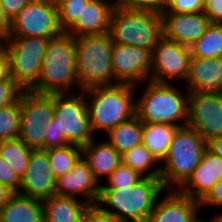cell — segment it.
Instances as JSON below:
<instances>
[{
    "label": "cell",
    "instance_id": "obj_1",
    "mask_svg": "<svg viewBox=\"0 0 222 222\" xmlns=\"http://www.w3.org/2000/svg\"><path fill=\"white\" fill-rule=\"evenodd\" d=\"M77 92L54 93V115L46 126L44 150L68 144L82 148L96 137L90 126L85 92Z\"/></svg>",
    "mask_w": 222,
    "mask_h": 222
},
{
    "label": "cell",
    "instance_id": "obj_2",
    "mask_svg": "<svg viewBox=\"0 0 222 222\" xmlns=\"http://www.w3.org/2000/svg\"><path fill=\"white\" fill-rule=\"evenodd\" d=\"M166 191L160 178L143 177L132 186L100 188L96 204L120 222H146L157 199Z\"/></svg>",
    "mask_w": 222,
    "mask_h": 222
},
{
    "label": "cell",
    "instance_id": "obj_3",
    "mask_svg": "<svg viewBox=\"0 0 222 222\" xmlns=\"http://www.w3.org/2000/svg\"><path fill=\"white\" fill-rule=\"evenodd\" d=\"M136 89L135 85L118 83L84 90L90 126L95 136L98 130L107 134L136 115V94L139 92Z\"/></svg>",
    "mask_w": 222,
    "mask_h": 222
},
{
    "label": "cell",
    "instance_id": "obj_4",
    "mask_svg": "<svg viewBox=\"0 0 222 222\" xmlns=\"http://www.w3.org/2000/svg\"><path fill=\"white\" fill-rule=\"evenodd\" d=\"M80 90L76 74V39L63 31L49 39L38 82L30 89L38 93H66Z\"/></svg>",
    "mask_w": 222,
    "mask_h": 222
},
{
    "label": "cell",
    "instance_id": "obj_5",
    "mask_svg": "<svg viewBox=\"0 0 222 222\" xmlns=\"http://www.w3.org/2000/svg\"><path fill=\"white\" fill-rule=\"evenodd\" d=\"M145 90L136 96V116L143 123L187 126L188 94L175 84L145 82Z\"/></svg>",
    "mask_w": 222,
    "mask_h": 222
},
{
    "label": "cell",
    "instance_id": "obj_6",
    "mask_svg": "<svg viewBox=\"0 0 222 222\" xmlns=\"http://www.w3.org/2000/svg\"><path fill=\"white\" fill-rule=\"evenodd\" d=\"M76 39V74L80 91L118 84L112 69L114 42L109 33L85 35Z\"/></svg>",
    "mask_w": 222,
    "mask_h": 222
},
{
    "label": "cell",
    "instance_id": "obj_7",
    "mask_svg": "<svg viewBox=\"0 0 222 222\" xmlns=\"http://www.w3.org/2000/svg\"><path fill=\"white\" fill-rule=\"evenodd\" d=\"M206 149L207 142L197 131L189 126L179 127L175 131L166 157L161 162L160 179L164 188L178 189L201 162Z\"/></svg>",
    "mask_w": 222,
    "mask_h": 222
},
{
    "label": "cell",
    "instance_id": "obj_8",
    "mask_svg": "<svg viewBox=\"0 0 222 222\" xmlns=\"http://www.w3.org/2000/svg\"><path fill=\"white\" fill-rule=\"evenodd\" d=\"M108 33L114 43L152 52L163 37L162 16L150 11L114 8Z\"/></svg>",
    "mask_w": 222,
    "mask_h": 222
},
{
    "label": "cell",
    "instance_id": "obj_9",
    "mask_svg": "<svg viewBox=\"0 0 222 222\" xmlns=\"http://www.w3.org/2000/svg\"><path fill=\"white\" fill-rule=\"evenodd\" d=\"M48 41L42 37L4 39L3 47L9 58L10 76L23 90H30L38 82Z\"/></svg>",
    "mask_w": 222,
    "mask_h": 222
},
{
    "label": "cell",
    "instance_id": "obj_10",
    "mask_svg": "<svg viewBox=\"0 0 222 222\" xmlns=\"http://www.w3.org/2000/svg\"><path fill=\"white\" fill-rule=\"evenodd\" d=\"M54 115V93L23 90L20 96V132L18 138L32 149L44 150L46 126Z\"/></svg>",
    "mask_w": 222,
    "mask_h": 222
},
{
    "label": "cell",
    "instance_id": "obj_11",
    "mask_svg": "<svg viewBox=\"0 0 222 222\" xmlns=\"http://www.w3.org/2000/svg\"><path fill=\"white\" fill-rule=\"evenodd\" d=\"M190 59L191 51L188 46L163 36L152 50L150 80L169 84L175 80L185 82Z\"/></svg>",
    "mask_w": 222,
    "mask_h": 222
},
{
    "label": "cell",
    "instance_id": "obj_12",
    "mask_svg": "<svg viewBox=\"0 0 222 222\" xmlns=\"http://www.w3.org/2000/svg\"><path fill=\"white\" fill-rule=\"evenodd\" d=\"M62 32L56 6L30 1L11 21V28L7 37L51 39Z\"/></svg>",
    "mask_w": 222,
    "mask_h": 222
},
{
    "label": "cell",
    "instance_id": "obj_13",
    "mask_svg": "<svg viewBox=\"0 0 222 222\" xmlns=\"http://www.w3.org/2000/svg\"><path fill=\"white\" fill-rule=\"evenodd\" d=\"M187 126L208 142L222 135V92L188 94Z\"/></svg>",
    "mask_w": 222,
    "mask_h": 222
},
{
    "label": "cell",
    "instance_id": "obj_14",
    "mask_svg": "<svg viewBox=\"0 0 222 222\" xmlns=\"http://www.w3.org/2000/svg\"><path fill=\"white\" fill-rule=\"evenodd\" d=\"M152 52L140 47L114 43L112 69L119 84L141 86L150 80Z\"/></svg>",
    "mask_w": 222,
    "mask_h": 222
},
{
    "label": "cell",
    "instance_id": "obj_15",
    "mask_svg": "<svg viewBox=\"0 0 222 222\" xmlns=\"http://www.w3.org/2000/svg\"><path fill=\"white\" fill-rule=\"evenodd\" d=\"M18 193L41 201L56 195V178L50 168L47 150H31Z\"/></svg>",
    "mask_w": 222,
    "mask_h": 222
},
{
    "label": "cell",
    "instance_id": "obj_16",
    "mask_svg": "<svg viewBox=\"0 0 222 222\" xmlns=\"http://www.w3.org/2000/svg\"><path fill=\"white\" fill-rule=\"evenodd\" d=\"M100 185L81 156L69 172L56 178V195L76 197L88 204H95L99 196Z\"/></svg>",
    "mask_w": 222,
    "mask_h": 222
},
{
    "label": "cell",
    "instance_id": "obj_17",
    "mask_svg": "<svg viewBox=\"0 0 222 222\" xmlns=\"http://www.w3.org/2000/svg\"><path fill=\"white\" fill-rule=\"evenodd\" d=\"M164 194V197L157 199L146 222H195L200 217L199 201L177 189H168V193Z\"/></svg>",
    "mask_w": 222,
    "mask_h": 222
},
{
    "label": "cell",
    "instance_id": "obj_18",
    "mask_svg": "<svg viewBox=\"0 0 222 222\" xmlns=\"http://www.w3.org/2000/svg\"><path fill=\"white\" fill-rule=\"evenodd\" d=\"M221 179L222 159L206 149L202 154L201 162L177 190L200 202Z\"/></svg>",
    "mask_w": 222,
    "mask_h": 222
},
{
    "label": "cell",
    "instance_id": "obj_19",
    "mask_svg": "<svg viewBox=\"0 0 222 222\" xmlns=\"http://www.w3.org/2000/svg\"><path fill=\"white\" fill-rule=\"evenodd\" d=\"M163 36L190 47L211 24L204 12L185 14H161Z\"/></svg>",
    "mask_w": 222,
    "mask_h": 222
},
{
    "label": "cell",
    "instance_id": "obj_20",
    "mask_svg": "<svg viewBox=\"0 0 222 222\" xmlns=\"http://www.w3.org/2000/svg\"><path fill=\"white\" fill-rule=\"evenodd\" d=\"M188 92L200 93L222 92V57H191L188 75L185 80Z\"/></svg>",
    "mask_w": 222,
    "mask_h": 222
},
{
    "label": "cell",
    "instance_id": "obj_21",
    "mask_svg": "<svg viewBox=\"0 0 222 222\" xmlns=\"http://www.w3.org/2000/svg\"><path fill=\"white\" fill-rule=\"evenodd\" d=\"M113 9L111 0H89L81 17L66 32L74 37L108 33Z\"/></svg>",
    "mask_w": 222,
    "mask_h": 222
},
{
    "label": "cell",
    "instance_id": "obj_22",
    "mask_svg": "<svg viewBox=\"0 0 222 222\" xmlns=\"http://www.w3.org/2000/svg\"><path fill=\"white\" fill-rule=\"evenodd\" d=\"M82 157L100 184L101 178L110 176L121 163V154L106 140L98 142L96 137L82 147Z\"/></svg>",
    "mask_w": 222,
    "mask_h": 222
},
{
    "label": "cell",
    "instance_id": "obj_23",
    "mask_svg": "<svg viewBox=\"0 0 222 222\" xmlns=\"http://www.w3.org/2000/svg\"><path fill=\"white\" fill-rule=\"evenodd\" d=\"M88 205L76 197L51 196L42 200L44 222H80Z\"/></svg>",
    "mask_w": 222,
    "mask_h": 222
},
{
    "label": "cell",
    "instance_id": "obj_24",
    "mask_svg": "<svg viewBox=\"0 0 222 222\" xmlns=\"http://www.w3.org/2000/svg\"><path fill=\"white\" fill-rule=\"evenodd\" d=\"M0 222H44L42 201L15 193L0 209Z\"/></svg>",
    "mask_w": 222,
    "mask_h": 222
},
{
    "label": "cell",
    "instance_id": "obj_25",
    "mask_svg": "<svg viewBox=\"0 0 222 222\" xmlns=\"http://www.w3.org/2000/svg\"><path fill=\"white\" fill-rule=\"evenodd\" d=\"M179 127L161 123H143L142 144L161 163L166 157L175 131Z\"/></svg>",
    "mask_w": 222,
    "mask_h": 222
},
{
    "label": "cell",
    "instance_id": "obj_26",
    "mask_svg": "<svg viewBox=\"0 0 222 222\" xmlns=\"http://www.w3.org/2000/svg\"><path fill=\"white\" fill-rule=\"evenodd\" d=\"M143 122L135 115L111 129L106 136V141L119 153L130 150L142 144ZM109 139V140H108Z\"/></svg>",
    "mask_w": 222,
    "mask_h": 222
},
{
    "label": "cell",
    "instance_id": "obj_27",
    "mask_svg": "<svg viewBox=\"0 0 222 222\" xmlns=\"http://www.w3.org/2000/svg\"><path fill=\"white\" fill-rule=\"evenodd\" d=\"M121 162L144 177L160 178L161 176V163L143 144L134 146L121 154Z\"/></svg>",
    "mask_w": 222,
    "mask_h": 222
},
{
    "label": "cell",
    "instance_id": "obj_28",
    "mask_svg": "<svg viewBox=\"0 0 222 222\" xmlns=\"http://www.w3.org/2000/svg\"><path fill=\"white\" fill-rule=\"evenodd\" d=\"M191 57H222V24L211 23L205 33L190 47Z\"/></svg>",
    "mask_w": 222,
    "mask_h": 222
},
{
    "label": "cell",
    "instance_id": "obj_29",
    "mask_svg": "<svg viewBox=\"0 0 222 222\" xmlns=\"http://www.w3.org/2000/svg\"><path fill=\"white\" fill-rule=\"evenodd\" d=\"M32 148L27 147L19 138L0 141V157L16 172L21 179L27 168Z\"/></svg>",
    "mask_w": 222,
    "mask_h": 222
},
{
    "label": "cell",
    "instance_id": "obj_30",
    "mask_svg": "<svg viewBox=\"0 0 222 222\" xmlns=\"http://www.w3.org/2000/svg\"><path fill=\"white\" fill-rule=\"evenodd\" d=\"M50 168L55 178L69 172L76 161L82 156V148L75 145H65L47 150Z\"/></svg>",
    "mask_w": 222,
    "mask_h": 222
},
{
    "label": "cell",
    "instance_id": "obj_31",
    "mask_svg": "<svg viewBox=\"0 0 222 222\" xmlns=\"http://www.w3.org/2000/svg\"><path fill=\"white\" fill-rule=\"evenodd\" d=\"M20 132V99L0 109V141L18 138Z\"/></svg>",
    "mask_w": 222,
    "mask_h": 222
},
{
    "label": "cell",
    "instance_id": "obj_32",
    "mask_svg": "<svg viewBox=\"0 0 222 222\" xmlns=\"http://www.w3.org/2000/svg\"><path fill=\"white\" fill-rule=\"evenodd\" d=\"M89 0H61L57 6L60 28L67 31L81 17Z\"/></svg>",
    "mask_w": 222,
    "mask_h": 222
},
{
    "label": "cell",
    "instance_id": "obj_33",
    "mask_svg": "<svg viewBox=\"0 0 222 222\" xmlns=\"http://www.w3.org/2000/svg\"><path fill=\"white\" fill-rule=\"evenodd\" d=\"M143 177L139 172L132 170L129 166L121 162L113 173L105 178L108 183L100 185V188L120 189L132 186L138 183Z\"/></svg>",
    "mask_w": 222,
    "mask_h": 222
},
{
    "label": "cell",
    "instance_id": "obj_34",
    "mask_svg": "<svg viewBox=\"0 0 222 222\" xmlns=\"http://www.w3.org/2000/svg\"><path fill=\"white\" fill-rule=\"evenodd\" d=\"M114 8L150 11L158 14L165 12L167 0H111Z\"/></svg>",
    "mask_w": 222,
    "mask_h": 222
},
{
    "label": "cell",
    "instance_id": "obj_35",
    "mask_svg": "<svg viewBox=\"0 0 222 222\" xmlns=\"http://www.w3.org/2000/svg\"><path fill=\"white\" fill-rule=\"evenodd\" d=\"M204 12L202 0H167L162 14H185Z\"/></svg>",
    "mask_w": 222,
    "mask_h": 222
},
{
    "label": "cell",
    "instance_id": "obj_36",
    "mask_svg": "<svg viewBox=\"0 0 222 222\" xmlns=\"http://www.w3.org/2000/svg\"><path fill=\"white\" fill-rule=\"evenodd\" d=\"M23 89L10 77L0 82V109L7 107L20 99Z\"/></svg>",
    "mask_w": 222,
    "mask_h": 222
},
{
    "label": "cell",
    "instance_id": "obj_37",
    "mask_svg": "<svg viewBox=\"0 0 222 222\" xmlns=\"http://www.w3.org/2000/svg\"><path fill=\"white\" fill-rule=\"evenodd\" d=\"M0 183L15 193L20 190L21 179L2 157H0Z\"/></svg>",
    "mask_w": 222,
    "mask_h": 222
},
{
    "label": "cell",
    "instance_id": "obj_38",
    "mask_svg": "<svg viewBox=\"0 0 222 222\" xmlns=\"http://www.w3.org/2000/svg\"><path fill=\"white\" fill-rule=\"evenodd\" d=\"M82 222H120L110 213L102 210L96 203L89 204L83 212Z\"/></svg>",
    "mask_w": 222,
    "mask_h": 222
},
{
    "label": "cell",
    "instance_id": "obj_39",
    "mask_svg": "<svg viewBox=\"0 0 222 222\" xmlns=\"http://www.w3.org/2000/svg\"><path fill=\"white\" fill-rule=\"evenodd\" d=\"M201 211L207 205V207H215L220 210L222 209V179L219 180L208 194L199 202Z\"/></svg>",
    "mask_w": 222,
    "mask_h": 222
},
{
    "label": "cell",
    "instance_id": "obj_40",
    "mask_svg": "<svg viewBox=\"0 0 222 222\" xmlns=\"http://www.w3.org/2000/svg\"><path fill=\"white\" fill-rule=\"evenodd\" d=\"M204 13L211 23L222 24V0H209L204 8Z\"/></svg>",
    "mask_w": 222,
    "mask_h": 222
},
{
    "label": "cell",
    "instance_id": "obj_41",
    "mask_svg": "<svg viewBox=\"0 0 222 222\" xmlns=\"http://www.w3.org/2000/svg\"><path fill=\"white\" fill-rule=\"evenodd\" d=\"M29 2L30 0H0L6 16L11 21L15 18L18 12Z\"/></svg>",
    "mask_w": 222,
    "mask_h": 222
},
{
    "label": "cell",
    "instance_id": "obj_42",
    "mask_svg": "<svg viewBox=\"0 0 222 222\" xmlns=\"http://www.w3.org/2000/svg\"><path fill=\"white\" fill-rule=\"evenodd\" d=\"M9 58L4 47L0 49V82L10 78Z\"/></svg>",
    "mask_w": 222,
    "mask_h": 222
},
{
    "label": "cell",
    "instance_id": "obj_43",
    "mask_svg": "<svg viewBox=\"0 0 222 222\" xmlns=\"http://www.w3.org/2000/svg\"><path fill=\"white\" fill-rule=\"evenodd\" d=\"M11 28V20L6 16L0 3V35L5 39Z\"/></svg>",
    "mask_w": 222,
    "mask_h": 222
},
{
    "label": "cell",
    "instance_id": "obj_44",
    "mask_svg": "<svg viewBox=\"0 0 222 222\" xmlns=\"http://www.w3.org/2000/svg\"><path fill=\"white\" fill-rule=\"evenodd\" d=\"M207 149L222 159V135L208 141Z\"/></svg>",
    "mask_w": 222,
    "mask_h": 222
},
{
    "label": "cell",
    "instance_id": "obj_45",
    "mask_svg": "<svg viewBox=\"0 0 222 222\" xmlns=\"http://www.w3.org/2000/svg\"><path fill=\"white\" fill-rule=\"evenodd\" d=\"M15 194L9 187L4 186L0 183V209H2Z\"/></svg>",
    "mask_w": 222,
    "mask_h": 222
},
{
    "label": "cell",
    "instance_id": "obj_46",
    "mask_svg": "<svg viewBox=\"0 0 222 222\" xmlns=\"http://www.w3.org/2000/svg\"><path fill=\"white\" fill-rule=\"evenodd\" d=\"M30 1L40 4L54 5L57 7L61 0H30Z\"/></svg>",
    "mask_w": 222,
    "mask_h": 222
},
{
    "label": "cell",
    "instance_id": "obj_47",
    "mask_svg": "<svg viewBox=\"0 0 222 222\" xmlns=\"http://www.w3.org/2000/svg\"><path fill=\"white\" fill-rule=\"evenodd\" d=\"M210 220H204L203 218L199 217L195 222H218L217 217L212 216Z\"/></svg>",
    "mask_w": 222,
    "mask_h": 222
},
{
    "label": "cell",
    "instance_id": "obj_48",
    "mask_svg": "<svg viewBox=\"0 0 222 222\" xmlns=\"http://www.w3.org/2000/svg\"><path fill=\"white\" fill-rule=\"evenodd\" d=\"M212 216L217 217L218 222H222V210H221V213H220V214H214V215H212Z\"/></svg>",
    "mask_w": 222,
    "mask_h": 222
},
{
    "label": "cell",
    "instance_id": "obj_49",
    "mask_svg": "<svg viewBox=\"0 0 222 222\" xmlns=\"http://www.w3.org/2000/svg\"><path fill=\"white\" fill-rule=\"evenodd\" d=\"M4 45V38L0 35V49L3 47Z\"/></svg>",
    "mask_w": 222,
    "mask_h": 222
},
{
    "label": "cell",
    "instance_id": "obj_50",
    "mask_svg": "<svg viewBox=\"0 0 222 222\" xmlns=\"http://www.w3.org/2000/svg\"><path fill=\"white\" fill-rule=\"evenodd\" d=\"M203 7L205 8L209 4V0H202Z\"/></svg>",
    "mask_w": 222,
    "mask_h": 222
}]
</instances>
